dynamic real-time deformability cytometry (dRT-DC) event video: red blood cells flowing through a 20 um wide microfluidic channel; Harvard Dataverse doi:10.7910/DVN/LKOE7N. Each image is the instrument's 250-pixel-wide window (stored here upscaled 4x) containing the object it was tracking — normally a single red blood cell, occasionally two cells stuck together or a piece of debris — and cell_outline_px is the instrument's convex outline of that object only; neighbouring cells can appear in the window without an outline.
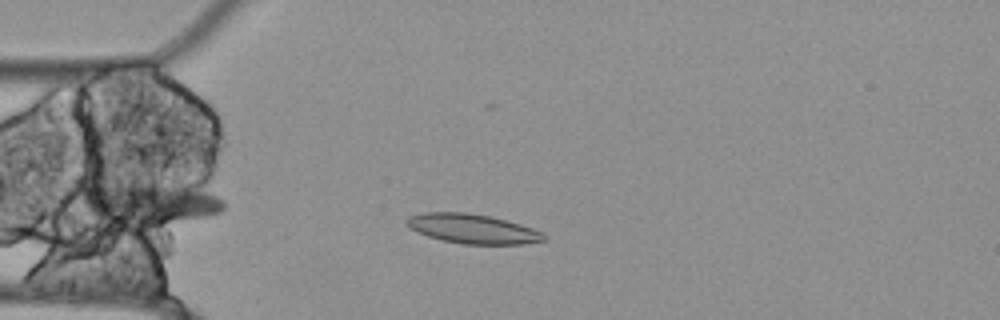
{"species": "Egyptian fruit bat (a non-hibernating species)", "species_latin": "Rousettus aegyptiacus", "temperature_condition": "cold", "stored_images_in_passage": 46, "camera_frame_rate_fps": 3000, "um_per_image_px": 0.085, "animal": {"sex": "female"}, "frame": {"image": 1, "passage_image": 3, "time_ms": 0.667, "image_size_px": [1000, 320], "cell_outline_px": [[548, 236], [544, 240], [524, 244], [464, 244], [440, 240], [416, 232], [404, 224], [404, 220], [408, 216], [424, 212], [464, 212], [492, 216], [520, 224], [544, 232]], "centroid_in_image_um": [40.14, 19.44], "position_along_channel_um": 44.9, "area_um2": 23.87}}
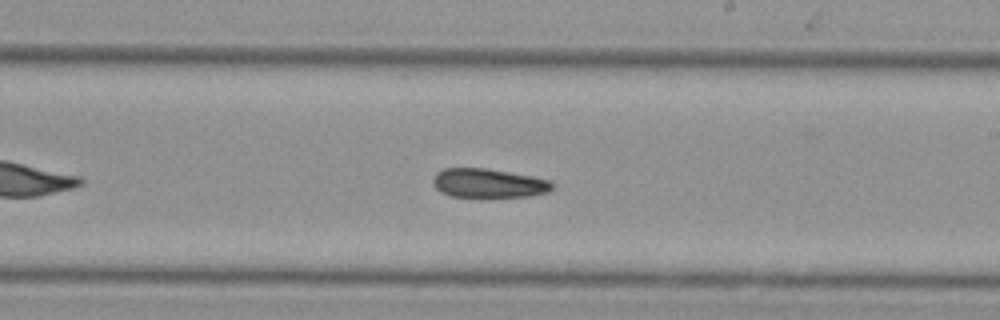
{"frame": {"image": 2, "passage_image": 21, "time_ms": 6.667, "image_size_px": [1000, 320], "cell_outline_px": [[556, 184], [548, 192], [528, 196], [452, 196], [440, 192], [432, 184], [432, 176], [436, 172], [444, 168], [488, 168], [532, 176], [552, 180]], "centroid_in_image_um": [41.52, 15.55], "position_along_channel_um": 247.5, "area_um2": 20.29}}
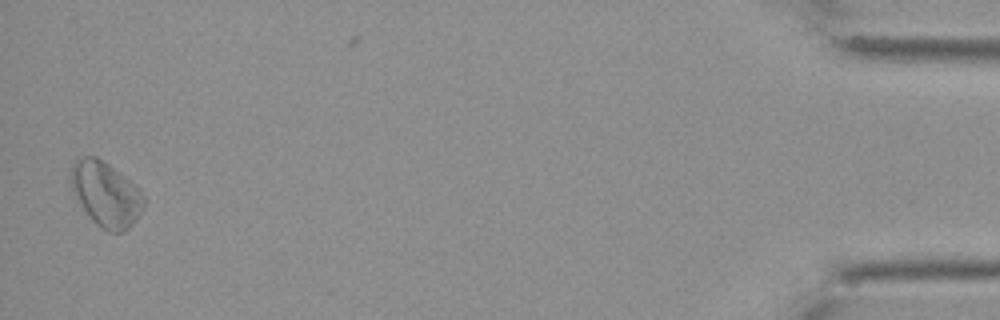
{"frame": {"image": 3, "passage_image": 44, "time_ms": 14.333, "image_size_px": [1000, 320], "cell_outline_px": [[144, 208], [136, 220], [124, 232], [108, 232], [100, 228], [92, 220], [72, 192], [72, 164], [76, 160], [84, 156], [96, 156], [108, 164], [136, 184], [144, 196]], "centroid_in_image_um": [9.03, 16.52], "position_along_channel_um": 426.2, "area_um2": 27.4}}